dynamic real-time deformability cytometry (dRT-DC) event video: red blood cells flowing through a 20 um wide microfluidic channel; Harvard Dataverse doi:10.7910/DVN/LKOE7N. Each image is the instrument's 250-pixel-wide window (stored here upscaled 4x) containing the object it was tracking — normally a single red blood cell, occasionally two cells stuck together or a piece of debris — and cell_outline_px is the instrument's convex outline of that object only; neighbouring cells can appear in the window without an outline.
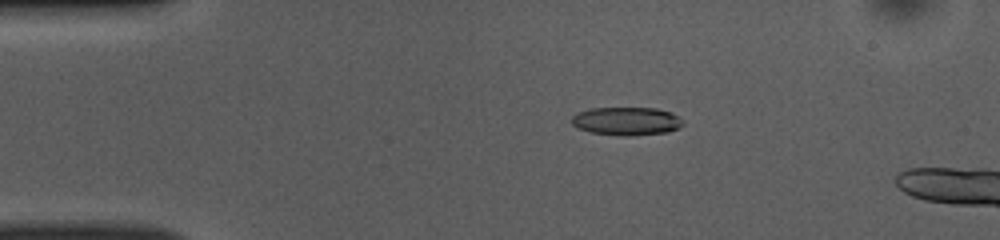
{"species": "common noctule bat (a hibernating species)", "species_latin": "Nyctalus noctula", "temperature_condition": "room temperature", "stored_images_in_passage": 14, "camera_frame_rate_fps": 3000, "um_per_image_px": 0.085, "animal": {"sex": "female", "body_mass_g": 10.0, "forearm_length_mm": 53.1}, "frame": {"image": 1, "passage_image": 10, "time_ms": 3.0, "image_size_px": [1000, 240], "cell_outline_px": [[684, 124], [680, 128], [668, 132], [632, 136], [620, 136], [592, 132], [576, 128], [572, 124], [572, 116], [580, 112], [592, 108], [656, 108], [672, 112], [684, 120]], "centroid_in_image_um": [53.31, 10.3], "position_along_channel_um": 31.7, "area_um2": 18.5}}